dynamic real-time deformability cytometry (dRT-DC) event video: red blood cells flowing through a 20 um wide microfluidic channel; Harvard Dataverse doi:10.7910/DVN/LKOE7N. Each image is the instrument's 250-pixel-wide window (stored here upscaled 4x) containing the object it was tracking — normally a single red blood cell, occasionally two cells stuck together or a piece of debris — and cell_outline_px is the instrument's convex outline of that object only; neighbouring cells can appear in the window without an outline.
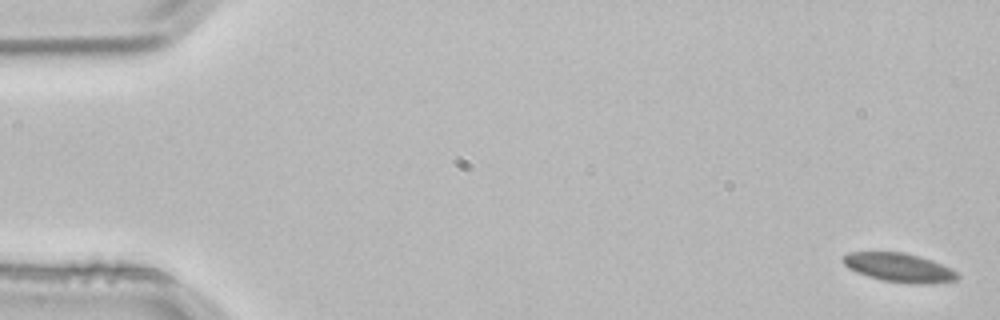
{"species": "common noctule bat (a hibernating species)", "species_latin": "Nyctalus noctula", "temperature_condition": "room temperature", "stored_images_in_passage": 3, "camera_frame_rate_fps": 3000, "um_per_image_px": 0.085, "animal": {"sex": "male", "body_mass_g": 21.5, "forearm_length_mm": 52.0}, "frame": {"image": 1, "passage_image": 3, "time_ms": 0.667, "image_size_px": [1000, 320], "cell_outline_px": [[960, 276], [956, 280], [932, 284], [908, 284], [880, 280], [856, 272], [848, 268], [844, 264], [844, 256], [848, 252], [904, 252], [920, 256], [932, 260], [952, 268]], "centroid_in_image_um": [76.46, 22.76], "position_along_channel_um": 8.5, "area_um2": 19.48}}